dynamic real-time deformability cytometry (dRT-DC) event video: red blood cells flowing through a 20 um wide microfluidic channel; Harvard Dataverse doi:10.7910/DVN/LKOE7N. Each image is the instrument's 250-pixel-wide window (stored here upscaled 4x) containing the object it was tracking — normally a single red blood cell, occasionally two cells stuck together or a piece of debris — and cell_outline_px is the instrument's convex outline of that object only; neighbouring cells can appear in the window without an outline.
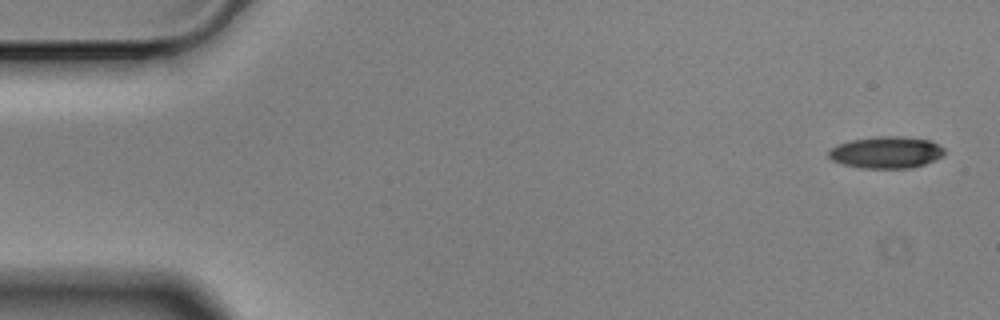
{"species": "Egyptian fruit bat (a non-hibernating species)", "species_latin": "Rousettus aegyptiacus", "temperature_condition": "cold", "stored_images_in_passage": 5, "camera_frame_rate_fps": 3000, "um_per_image_px": 0.085, "animal": {"sex": "male"}, "frame": {"image": 1, "passage_image": 1, "time_ms": 0.0, "image_size_px": [1000, 320], "cell_outline_px": [[944, 152], [936, 160], [924, 164], [908, 168], [860, 168], [840, 164], [832, 160], [828, 156], [828, 152], [836, 144], [852, 140], [876, 136], [904, 136], [932, 140], [944, 148]], "centroid_in_image_um": [75.32, 12.94], "position_along_channel_um": 9.7, "area_um2": 21.62}}
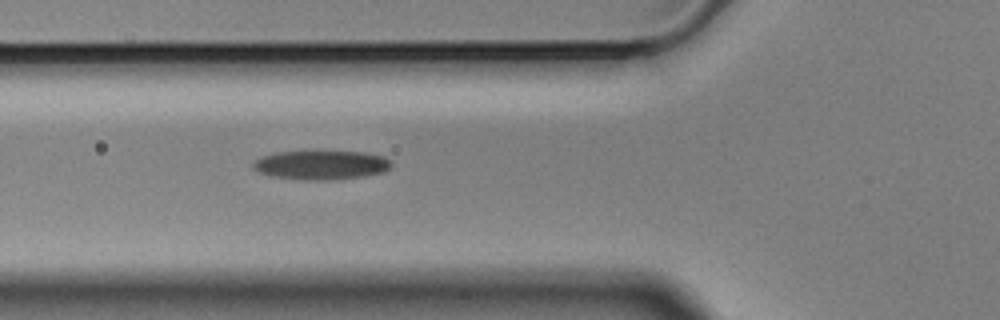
{"frame": {"image": 2, "passage_image": 5, "time_ms": 1.333, "image_size_px": [1000, 320], "cell_outline_px": [[392, 164], [384, 172], [368, 176], [328, 180], [308, 180], [268, 176], [252, 168], [252, 160], [260, 156], [276, 152], [364, 152], [384, 156]], "centroid_in_image_um": [27.26, 14.03], "position_along_channel_um": 98.5, "area_um2": 23.52}}